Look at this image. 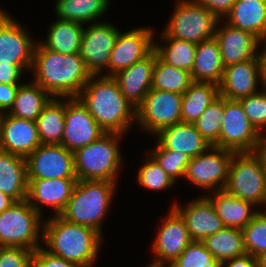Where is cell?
<instances>
[{"instance_id":"obj_1","label":"cell","mask_w":266,"mask_h":267,"mask_svg":"<svg viewBox=\"0 0 266 267\" xmlns=\"http://www.w3.org/2000/svg\"><path fill=\"white\" fill-rule=\"evenodd\" d=\"M36 84L52 98H77L92 76L80 53L60 54L37 42L33 65Z\"/></svg>"},{"instance_id":"obj_2","label":"cell","mask_w":266,"mask_h":267,"mask_svg":"<svg viewBox=\"0 0 266 267\" xmlns=\"http://www.w3.org/2000/svg\"><path fill=\"white\" fill-rule=\"evenodd\" d=\"M77 98L106 133L126 134L136 121V109L113 76L92 75Z\"/></svg>"},{"instance_id":"obj_3","label":"cell","mask_w":266,"mask_h":267,"mask_svg":"<svg viewBox=\"0 0 266 267\" xmlns=\"http://www.w3.org/2000/svg\"><path fill=\"white\" fill-rule=\"evenodd\" d=\"M42 246L51 254L75 263L92 267L102 247L103 235L95 229L51 216L43 219Z\"/></svg>"},{"instance_id":"obj_4","label":"cell","mask_w":266,"mask_h":267,"mask_svg":"<svg viewBox=\"0 0 266 267\" xmlns=\"http://www.w3.org/2000/svg\"><path fill=\"white\" fill-rule=\"evenodd\" d=\"M116 187L117 182L77 180L59 216L68 222L91 227L102 235L103 218L113 203Z\"/></svg>"},{"instance_id":"obj_5","label":"cell","mask_w":266,"mask_h":267,"mask_svg":"<svg viewBox=\"0 0 266 267\" xmlns=\"http://www.w3.org/2000/svg\"><path fill=\"white\" fill-rule=\"evenodd\" d=\"M122 133H105L101 138L76 150L74 166L77 180L118 182L123 164L119 149Z\"/></svg>"},{"instance_id":"obj_6","label":"cell","mask_w":266,"mask_h":267,"mask_svg":"<svg viewBox=\"0 0 266 267\" xmlns=\"http://www.w3.org/2000/svg\"><path fill=\"white\" fill-rule=\"evenodd\" d=\"M224 190L255 207L266 206V167L258 151L233 154Z\"/></svg>"},{"instance_id":"obj_7","label":"cell","mask_w":266,"mask_h":267,"mask_svg":"<svg viewBox=\"0 0 266 267\" xmlns=\"http://www.w3.org/2000/svg\"><path fill=\"white\" fill-rule=\"evenodd\" d=\"M42 218L27 200L14 202L0 213V246L37 250L43 246Z\"/></svg>"},{"instance_id":"obj_8","label":"cell","mask_w":266,"mask_h":267,"mask_svg":"<svg viewBox=\"0 0 266 267\" xmlns=\"http://www.w3.org/2000/svg\"><path fill=\"white\" fill-rule=\"evenodd\" d=\"M161 35L198 44L215 37L219 19L207 8L192 0H177Z\"/></svg>"},{"instance_id":"obj_9","label":"cell","mask_w":266,"mask_h":267,"mask_svg":"<svg viewBox=\"0 0 266 267\" xmlns=\"http://www.w3.org/2000/svg\"><path fill=\"white\" fill-rule=\"evenodd\" d=\"M183 94L151 89L136 109L137 125L156 135L161 129L182 122Z\"/></svg>"},{"instance_id":"obj_10","label":"cell","mask_w":266,"mask_h":267,"mask_svg":"<svg viewBox=\"0 0 266 267\" xmlns=\"http://www.w3.org/2000/svg\"><path fill=\"white\" fill-rule=\"evenodd\" d=\"M262 136L250 123L238 100L225 99L224 119L221 123L219 148L235 153L256 152Z\"/></svg>"},{"instance_id":"obj_11","label":"cell","mask_w":266,"mask_h":267,"mask_svg":"<svg viewBox=\"0 0 266 267\" xmlns=\"http://www.w3.org/2000/svg\"><path fill=\"white\" fill-rule=\"evenodd\" d=\"M235 152L211 146L205 153L190 158L184 178L200 189L224 190L231 158Z\"/></svg>"},{"instance_id":"obj_12","label":"cell","mask_w":266,"mask_h":267,"mask_svg":"<svg viewBox=\"0 0 266 267\" xmlns=\"http://www.w3.org/2000/svg\"><path fill=\"white\" fill-rule=\"evenodd\" d=\"M118 33L116 26L100 20L84 27L79 53L91 75H103L104 69L108 72L110 54Z\"/></svg>"},{"instance_id":"obj_13","label":"cell","mask_w":266,"mask_h":267,"mask_svg":"<svg viewBox=\"0 0 266 267\" xmlns=\"http://www.w3.org/2000/svg\"><path fill=\"white\" fill-rule=\"evenodd\" d=\"M154 33V29L147 26L125 33L119 31L110 54L108 73H103V76H114L147 57L154 50Z\"/></svg>"},{"instance_id":"obj_14","label":"cell","mask_w":266,"mask_h":267,"mask_svg":"<svg viewBox=\"0 0 266 267\" xmlns=\"http://www.w3.org/2000/svg\"><path fill=\"white\" fill-rule=\"evenodd\" d=\"M78 98H66L65 127L61 145L70 152L91 144L105 134Z\"/></svg>"},{"instance_id":"obj_15","label":"cell","mask_w":266,"mask_h":267,"mask_svg":"<svg viewBox=\"0 0 266 267\" xmlns=\"http://www.w3.org/2000/svg\"><path fill=\"white\" fill-rule=\"evenodd\" d=\"M26 160L28 178H77L74 154L61 144H41Z\"/></svg>"},{"instance_id":"obj_16","label":"cell","mask_w":266,"mask_h":267,"mask_svg":"<svg viewBox=\"0 0 266 267\" xmlns=\"http://www.w3.org/2000/svg\"><path fill=\"white\" fill-rule=\"evenodd\" d=\"M29 31L7 12L0 19V64L33 65L37 42Z\"/></svg>"},{"instance_id":"obj_17","label":"cell","mask_w":266,"mask_h":267,"mask_svg":"<svg viewBox=\"0 0 266 267\" xmlns=\"http://www.w3.org/2000/svg\"><path fill=\"white\" fill-rule=\"evenodd\" d=\"M153 239L152 261L170 264L193 241L181 215L171 206Z\"/></svg>"},{"instance_id":"obj_18","label":"cell","mask_w":266,"mask_h":267,"mask_svg":"<svg viewBox=\"0 0 266 267\" xmlns=\"http://www.w3.org/2000/svg\"><path fill=\"white\" fill-rule=\"evenodd\" d=\"M259 84L264 87L260 54L255 59L225 67L219 84V95L225 99L238 100L259 92Z\"/></svg>"},{"instance_id":"obj_19","label":"cell","mask_w":266,"mask_h":267,"mask_svg":"<svg viewBox=\"0 0 266 267\" xmlns=\"http://www.w3.org/2000/svg\"><path fill=\"white\" fill-rule=\"evenodd\" d=\"M77 178H28L26 200L42 216V206H48L59 216L71 197Z\"/></svg>"},{"instance_id":"obj_20","label":"cell","mask_w":266,"mask_h":267,"mask_svg":"<svg viewBox=\"0 0 266 267\" xmlns=\"http://www.w3.org/2000/svg\"><path fill=\"white\" fill-rule=\"evenodd\" d=\"M41 144L35 121L1 114L0 150L27 158Z\"/></svg>"},{"instance_id":"obj_21","label":"cell","mask_w":266,"mask_h":267,"mask_svg":"<svg viewBox=\"0 0 266 267\" xmlns=\"http://www.w3.org/2000/svg\"><path fill=\"white\" fill-rule=\"evenodd\" d=\"M220 27V20L215 30V38L220 46L224 67L255 59L260 52L261 41L252 33L235 28L225 21ZM219 27V28H218Z\"/></svg>"},{"instance_id":"obj_22","label":"cell","mask_w":266,"mask_h":267,"mask_svg":"<svg viewBox=\"0 0 266 267\" xmlns=\"http://www.w3.org/2000/svg\"><path fill=\"white\" fill-rule=\"evenodd\" d=\"M172 207L184 219L193 241H203L225 227L207 195L195 198L183 208L178 203H173Z\"/></svg>"},{"instance_id":"obj_23","label":"cell","mask_w":266,"mask_h":267,"mask_svg":"<svg viewBox=\"0 0 266 267\" xmlns=\"http://www.w3.org/2000/svg\"><path fill=\"white\" fill-rule=\"evenodd\" d=\"M156 57L157 53L153 50L144 59L113 76L119 85L121 93L135 109L143 102L145 96L151 90Z\"/></svg>"},{"instance_id":"obj_24","label":"cell","mask_w":266,"mask_h":267,"mask_svg":"<svg viewBox=\"0 0 266 267\" xmlns=\"http://www.w3.org/2000/svg\"><path fill=\"white\" fill-rule=\"evenodd\" d=\"M154 136L162 148L180 151L190 158L205 153L212 146L190 123L180 122L165 127Z\"/></svg>"},{"instance_id":"obj_25","label":"cell","mask_w":266,"mask_h":267,"mask_svg":"<svg viewBox=\"0 0 266 267\" xmlns=\"http://www.w3.org/2000/svg\"><path fill=\"white\" fill-rule=\"evenodd\" d=\"M225 18L220 21L266 40V0H236Z\"/></svg>"},{"instance_id":"obj_26","label":"cell","mask_w":266,"mask_h":267,"mask_svg":"<svg viewBox=\"0 0 266 267\" xmlns=\"http://www.w3.org/2000/svg\"><path fill=\"white\" fill-rule=\"evenodd\" d=\"M0 191L15 202L26 200L28 171L25 157L0 150Z\"/></svg>"},{"instance_id":"obj_27","label":"cell","mask_w":266,"mask_h":267,"mask_svg":"<svg viewBox=\"0 0 266 267\" xmlns=\"http://www.w3.org/2000/svg\"><path fill=\"white\" fill-rule=\"evenodd\" d=\"M224 68L220 46L215 37L197 44L195 60L190 72L194 82H212L219 85Z\"/></svg>"},{"instance_id":"obj_28","label":"cell","mask_w":266,"mask_h":267,"mask_svg":"<svg viewBox=\"0 0 266 267\" xmlns=\"http://www.w3.org/2000/svg\"><path fill=\"white\" fill-rule=\"evenodd\" d=\"M207 196L225 227L243 229L260 211L252 203L236 198L225 190L213 191L212 195Z\"/></svg>"},{"instance_id":"obj_29","label":"cell","mask_w":266,"mask_h":267,"mask_svg":"<svg viewBox=\"0 0 266 267\" xmlns=\"http://www.w3.org/2000/svg\"><path fill=\"white\" fill-rule=\"evenodd\" d=\"M83 32V24L57 19L51 23L46 39L40 43L45 48L60 54L79 53Z\"/></svg>"},{"instance_id":"obj_30","label":"cell","mask_w":266,"mask_h":267,"mask_svg":"<svg viewBox=\"0 0 266 267\" xmlns=\"http://www.w3.org/2000/svg\"><path fill=\"white\" fill-rule=\"evenodd\" d=\"M31 82V83H30ZM22 83L7 114L16 118L35 121L52 97L33 81Z\"/></svg>"},{"instance_id":"obj_31","label":"cell","mask_w":266,"mask_h":267,"mask_svg":"<svg viewBox=\"0 0 266 267\" xmlns=\"http://www.w3.org/2000/svg\"><path fill=\"white\" fill-rule=\"evenodd\" d=\"M66 98H52L35 120L42 144H61L65 127Z\"/></svg>"},{"instance_id":"obj_32","label":"cell","mask_w":266,"mask_h":267,"mask_svg":"<svg viewBox=\"0 0 266 267\" xmlns=\"http://www.w3.org/2000/svg\"><path fill=\"white\" fill-rule=\"evenodd\" d=\"M56 19L85 23L98 22L108 10L110 0H56Z\"/></svg>"},{"instance_id":"obj_33","label":"cell","mask_w":266,"mask_h":267,"mask_svg":"<svg viewBox=\"0 0 266 267\" xmlns=\"http://www.w3.org/2000/svg\"><path fill=\"white\" fill-rule=\"evenodd\" d=\"M219 96V85L212 82H193L183 94L182 122L194 124Z\"/></svg>"},{"instance_id":"obj_34","label":"cell","mask_w":266,"mask_h":267,"mask_svg":"<svg viewBox=\"0 0 266 267\" xmlns=\"http://www.w3.org/2000/svg\"><path fill=\"white\" fill-rule=\"evenodd\" d=\"M202 242L220 263L246 254L242 229L239 228L224 227Z\"/></svg>"},{"instance_id":"obj_35","label":"cell","mask_w":266,"mask_h":267,"mask_svg":"<svg viewBox=\"0 0 266 267\" xmlns=\"http://www.w3.org/2000/svg\"><path fill=\"white\" fill-rule=\"evenodd\" d=\"M161 40L167 44L154 42V50L167 64L191 72L196 55V46L192 42L161 35Z\"/></svg>"},{"instance_id":"obj_36","label":"cell","mask_w":266,"mask_h":267,"mask_svg":"<svg viewBox=\"0 0 266 267\" xmlns=\"http://www.w3.org/2000/svg\"><path fill=\"white\" fill-rule=\"evenodd\" d=\"M193 82L189 71L175 68L157 55L151 89L184 94Z\"/></svg>"},{"instance_id":"obj_37","label":"cell","mask_w":266,"mask_h":267,"mask_svg":"<svg viewBox=\"0 0 266 267\" xmlns=\"http://www.w3.org/2000/svg\"><path fill=\"white\" fill-rule=\"evenodd\" d=\"M225 98L219 96L195 121L194 126L212 146L219 148L221 123L224 119Z\"/></svg>"},{"instance_id":"obj_38","label":"cell","mask_w":266,"mask_h":267,"mask_svg":"<svg viewBox=\"0 0 266 267\" xmlns=\"http://www.w3.org/2000/svg\"><path fill=\"white\" fill-rule=\"evenodd\" d=\"M247 254L259 259L266 253V213L259 211L242 229Z\"/></svg>"},{"instance_id":"obj_39","label":"cell","mask_w":266,"mask_h":267,"mask_svg":"<svg viewBox=\"0 0 266 267\" xmlns=\"http://www.w3.org/2000/svg\"><path fill=\"white\" fill-rule=\"evenodd\" d=\"M138 170L136 180L141 187L148 190H167L176 184L149 154L145 156V161L143 160Z\"/></svg>"},{"instance_id":"obj_40","label":"cell","mask_w":266,"mask_h":267,"mask_svg":"<svg viewBox=\"0 0 266 267\" xmlns=\"http://www.w3.org/2000/svg\"><path fill=\"white\" fill-rule=\"evenodd\" d=\"M147 153L175 182L178 178L184 179L185 170L190 161L188 155L180 151L164 149L157 142L154 148L148 150Z\"/></svg>"},{"instance_id":"obj_41","label":"cell","mask_w":266,"mask_h":267,"mask_svg":"<svg viewBox=\"0 0 266 267\" xmlns=\"http://www.w3.org/2000/svg\"><path fill=\"white\" fill-rule=\"evenodd\" d=\"M169 266L221 267V263L213 257L202 241H192Z\"/></svg>"},{"instance_id":"obj_42","label":"cell","mask_w":266,"mask_h":267,"mask_svg":"<svg viewBox=\"0 0 266 267\" xmlns=\"http://www.w3.org/2000/svg\"><path fill=\"white\" fill-rule=\"evenodd\" d=\"M259 92L240 98L243 111L253 127L266 137V87L260 88ZM264 132V133H263Z\"/></svg>"},{"instance_id":"obj_43","label":"cell","mask_w":266,"mask_h":267,"mask_svg":"<svg viewBox=\"0 0 266 267\" xmlns=\"http://www.w3.org/2000/svg\"><path fill=\"white\" fill-rule=\"evenodd\" d=\"M33 252L22 247L1 246L0 267H32Z\"/></svg>"},{"instance_id":"obj_44","label":"cell","mask_w":266,"mask_h":267,"mask_svg":"<svg viewBox=\"0 0 266 267\" xmlns=\"http://www.w3.org/2000/svg\"><path fill=\"white\" fill-rule=\"evenodd\" d=\"M32 267H80L46 251L42 246L33 252Z\"/></svg>"},{"instance_id":"obj_45","label":"cell","mask_w":266,"mask_h":267,"mask_svg":"<svg viewBox=\"0 0 266 267\" xmlns=\"http://www.w3.org/2000/svg\"><path fill=\"white\" fill-rule=\"evenodd\" d=\"M195 4L207 8L213 13L219 20H223L224 17L231 11L232 6L236 0H192Z\"/></svg>"},{"instance_id":"obj_46","label":"cell","mask_w":266,"mask_h":267,"mask_svg":"<svg viewBox=\"0 0 266 267\" xmlns=\"http://www.w3.org/2000/svg\"><path fill=\"white\" fill-rule=\"evenodd\" d=\"M22 70H28L30 72V69L26 65L0 64V83L21 85Z\"/></svg>"},{"instance_id":"obj_47","label":"cell","mask_w":266,"mask_h":267,"mask_svg":"<svg viewBox=\"0 0 266 267\" xmlns=\"http://www.w3.org/2000/svg\"><path fill=\"white\" fill-rule=\"evenodd\" d=\"M19 86L0 83V114L7 113L10 110Z\"/></svg>"},{"instance_id":"obj_48","label":"cell","mask_w":266,"mask_h":267,"mask_svg":"<svg viewBox=\"0 0 266 267\" xmlns=\"http://www.w3.org/2000/svg\"><path fill=\"white\" fill-rule=\"evenodd\" d=\"M221 267H259V259L246 253L245 255L223 261Z\"/></svg>"},{"instance_id":"obj_49","label":"cell","mask_w":266,"mask_h":267,"mask_svg":"<svg viewBox=\"0 0 266 267\" xmlns=\"http://www.w3.org/2000/svg\"><path fill=\"white\" fill-rule=\"evenodd\" d=\"M264 43V44H263ZM262 48H260L259 52H260V57H261V60H262V71H263V83H264V86L266 87V40L261 42Z\"/></svg>"},{"instance_id":"obj_50","label":"cell","mask_w":266,"mask_h":267,"mask_svg":"<svg viewBox=\"0 0 266 267\" xmlns=\"http://www.w3.org/2000/svg\"><path fill=\"white\" fill-rule=\"evenodd\" d=\"M15 201L0 191V213L9 208Z\"/></svg>"},{"instance_id":"obj_51","label":"cell","mask_w":266,"mask_h":267,"mask_svg":"<svg viewBox=\"0 0 266 267\" xmlns=\"http://www.w3.org/2000/svg\"><path fill=\"white\" fill-rule=\"evenodd\" d=\"M258 152L262 156L266 167V137L264 138L262 145L259 147Z\"/></svg>"},{"instance_id":"obj_52","label":"cell","mask_w":266,"mask_h":267,"mask_svg":"<svg viewBox=\"0 0 266 267\" xmlns=\"http://www.w3.org/2000/svg\"><path fill=\"white\" fill-rule=\"evenodd\" d=\"M145 267H170V266L165 263L153 261L152 263H150L149 265H146Z\"/></svg>"},{"instance_id":"obj_53","label":"cell","mask_w":266,"mask_h":267,"mask_svg":"<svg viewBox=\"0 0 266 267\" xmlns=\"http://www.w3.org/2000/svg\"><path fill=\"white\" fill-rule=\"evenodd\" d=\"M259 267H266V253L259 258Z\"/></svg>"},{"instance_id":"obj_54","label":"cell","mask_w":266,"mask_h":267,"mask_svg":"<svg viewBox=\"0 0 266 267\" xmlns=\"http://www.w3.org/2000/svg\"><path fill=\"white\" fill-rule=\"evenodd\" d=\"M6 13H7L6 10L4 11V9L2 10V9L0 8V19H1Z\"/></svg>"}]
</instances>
